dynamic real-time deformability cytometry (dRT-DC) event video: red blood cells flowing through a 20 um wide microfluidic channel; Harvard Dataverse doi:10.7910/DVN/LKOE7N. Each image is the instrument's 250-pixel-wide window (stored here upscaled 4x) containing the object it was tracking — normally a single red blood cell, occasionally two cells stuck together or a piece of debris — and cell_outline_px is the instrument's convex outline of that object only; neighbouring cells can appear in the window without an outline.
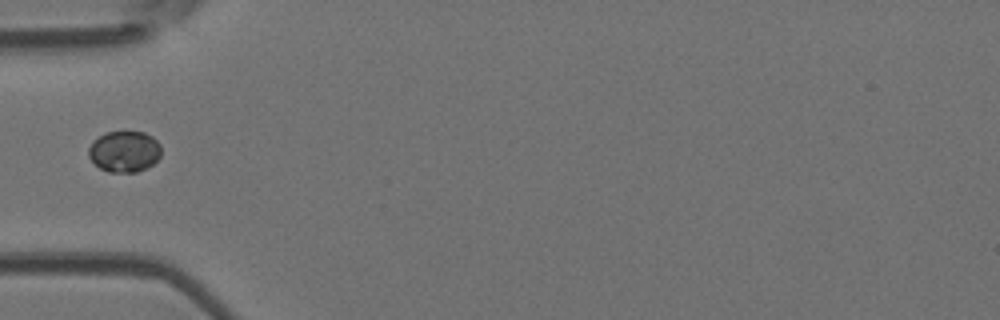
{"species": "Egyptian fruit bat (a non-hibernating species)", "species_latin": "Rousettus aegyptiacus", "temperature_condition": "room temperature", "stored_images_in_passage": 2, "camera_frame_rate_fps": 3000, "um_per_image_px": 0.085, "animal": {"sex": "female"}, "frame": {"image": 1, "passage_image": 1, "time_ms": 0.0, "image_size_px": [1000, 320], "cell_outline_px": [[160, 156], [152, 164], [136, 172], [108, 172], [100, 168], [88, 156], [88, 148], [92, 140], [104, 132], [144, 132], [152, 136], [160, 144]], "centroid_in_image_um": [10.54, 12.86], "position_along_channel_um": 74.5, "area_um2": 17.4}}
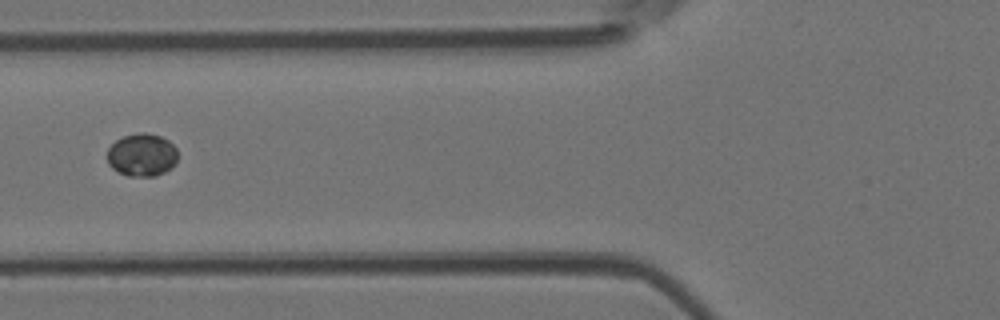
{"frame": {"image": 2, "passage_image": 2, "time_ms": 1.0, "image_size_px": [1000, 320], "cell_outline_px": [[176, 164], [172, 168], [156, 176], [128, 176], [116, 172], [108, 164], [108, 148], [116, 140], [124, 136], [140, 132], [144, 132], [160, 136], [168, 140], [176, 148]], "centroid_in_image_um": [12.06, 13.18], "position_along_channel_um": 113.7, "area_um2": 17.69}}